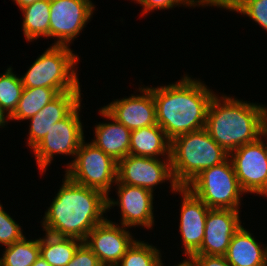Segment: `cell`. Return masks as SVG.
Returning <instances> with one entry per match:
<instances>
[{
  "label": "cell",
  "mask_w": 267,
  "mask_h": 266,
  "mask_svg": "<svg viewBox=\"0 0 267 266\" xmlns=\"http://www.w3.org/2000/svg\"><path fill=\"white\" fill-rule=\"evenodd\" d=\"M62 180L63 184L42 217L43 231L84 241L88 233L106 219L107 196L72 181L66 174Z\"/></svg>",
  "instance_id": "1"
},
{
  "label": "cell",
  "mask_w": 267,
  "mask_h": 266,
  "mask_svg": "<svg viewBox=\"0 0 267 266\" xmlns=\"http://www.w3.org/2000/svg\"><path fill=\"white\" fill-rule=\"evenodd\" d=\"M157 124L167 138L205 128L207 110L214 92L201 82L183 75L181 80L164 86H152Z\"/></svg>",
  "instance_id": "2"
},
{
  "label": "cell",
  "mask_w": 267,
  "mask_h": 266,
  "mask_svg": "<svg viewBox=\"0 0 267 266\" xmlns=\"http://www.w3.org/2000/svg\"><path fill=\"white\" fill-rule=\"evenodd\" d=\"M266 116L267 106L263 104L215 93L208 106L205 129L229 154L266 132Z\"/></svg>",
  "instance_id": "3"
},
{
  "label": "cell",
  "mask_w": 267,
  "mask_h": 266,
  "mask_svg": "<svg viewBox=\"0 0 267 266\" xmlns=\"http://www.w3.org/2000/svg\"><path fill=\"white\" fill-rule=\"evenodd\" d=\"M228 157L205 128L179 135L171 141V170L179 187L186 186L202 170L223 163Z\"/></svg>",
  "instance_id": "4"
},
{
  "label": "cell",
  "mask_w": 267,
  "mask_h": 266,
  "mask_svg": "<svg viewBox=\"0 0 267 266\" xmlns=\"http://www.w3.org/2000/svg\"><path fill=\"white\" fill-rule=\"evenodd\" d=\"M69 46L52 45L21 76L24 88H53L59 94L81 91L75 66L79 57Z\"/></svg>",
  "instance_id": "5"
},
{
  "label": "cell",
  "mask_w": 267,
  "mask_h": 266,
  "mask_svg": "<svg viewBox=\"0 0 267 266\" xmlns=\"http://www.w3.org/2000/svg\"><path fill=\"white\" fill-rule=\"evenodd\" d=\"M185 187L209 208L216 209L240 210L242 195L246 194L229 157L223 163L202 170Z\"/></svg>",
  "instance_id": "6"
},
{
  "label": "cell",
  "mask_w": 267,
  "mask_h": 266,
  "mask_svg": "<svg viewBox=\"0 0 267 266\" xmlns=\"http://www.w3.org/2000/svg\"><path fill=\"white\" fill-rule=\"evenodd\" d=\"M65 174L74 182L97 189L109 196L117 181V161L93 143L83 140Z\"/></svg>",
  "instance_id": "7"
},
{
  "label": "cell",
  "mask_w": 267,
  "mask_h": 266,
  "mask_svg": "<svg viewBox=\"0 0 267 266\" xmlns=\"http://www.w3.org/2000/svg\"><path fill=\"white\" fill-rule=\"evenodd\" d=\"M82 101L62 120L52 126L45 137L32 149L40 173H46L54 155L76 156L81 142L85 139L81 122Z\"/></svg>",
  "instance_id": "8"
},
{
  "label": "cell",
  "mask_w": 267,
  "mask_h": 266,
  "mask_svg": "<svg viewBox=\"0 0 267 266\" xmlns=\"http://www.w3.org/2000/svg\"><path fill=\"white\" fill-rule=\"evenodd\" d=\"M267 132L229 153L241 189L267 197ZM267 141V140H266Z\"/></svg>",
  "instance_id": "9"
},
{
  "label": "cell",
  "mask_w": 267,
  "mask_h": 266,
  "mask_svg": "<svg viewBox=\"0 0 267 266\" xmlns=\"http://www.w3.org/2000/svg\"><path fill=\"white\" fill-rule=\"evenodd\" d=\"M165 181L170 182L172 193L179 188L173 178L171 158L163 160L129 154L117 162L116 183L146 188L154 193V187Z\"/></svg>",
  "instance_id": "10"
},
{
  "label": "cell",
  "mask_w": 267,
  "mask_h": 266,
  "mask_svg": "<svg viewBox=\"0 0 267 266\" xmlns=\"http://www.w3.org/2000/svg\"><path fill=\"white\" fill-rule=\"evenodd\" d=\"M91 0H50L49 37L51 45L70 46L94 14Z\"/></svg>",
  "instance_id": "11"
},
{
  "label": "cell",
  "mask_w": 267,
  "mask_h": 266,
  "mask_svg": "<svg viewBox=\"0 0 267 266\" xmlns=\"http://www.w3.org/2000/svg\"><path fill=\"white\" fill-rule=\"evenodd\" d=\"M117 190V201L107 196V211L115 206L120 207L121 225L127 228L142 226V228L152 229L154 226L152 191L130 186L123 183H115Z\"/></svg>",
  "instance_id": "12"
},
{
  "label": "cell",
  "mask_w": 267,
  "mask_h": 266,
  "mask_svg": "<svg viewBox=\"0 0 267 266\" xmlns=\"http://www.w3.org/2000/svg\"><path fill=\"white\" fill-rule=\"evenodd\" d=\"M134 241L127 227L106 218L88 233L84 243L102 266H117Z\"/></svg>",
  "instance_id": "13"
},
{
  "label": "cell",
  "mask_w": 267,
  "mask_h": 266,
  "mask_svg": "<svg viewBox=\"0 0 267 266\" xmlns=\"http://www.w3.org/2000/svg\"><path fill=\"white\" fill-rule=\"evenodd\" d=\"M240 210L210 208L201 247L193 255L224 256L231 238L241 228Z\"/></svg>",
  "instance_id": "14"
},
{
  "label": "cell",
  "mask_w": 267,
  "mask_h": 266,
  "mask_svg": "<svg viewBox=\"0 0 267 266\" xmlns=\"http://www.w3.org/2000/svg\"><path fill=\"white\" fill-rule=\"evenodd\" d=\"M139 95L115 99L103 108L130 131L157 125L152 87H139ZM142 94V95H141Z\"/></svg>",
  "instance_id": "15"
},
{
  "label": "cell",
  "mask_w": 267,
  "mask_h": 266,
  "mask_svg": "<svg viewBox=\"0 0 267 266\" xmlns=\"http://www.w3.org/2000/svg\"><path fill=\"white\" fill-rule=\"evenodd\" d=\"M182 197L179 232L186 258H190L200 247L205 234L206 216L209 207L185 186L176 190Z\"/></svg>",
  "instance_id": "16"
},
{
  "label": "cell",
  "mask_w": 267,
  "mask_h": 266,
  "mask_svg": "<svg viewBox=\"0 0 267 266\" xmlns=\"http://www.w3.org/2000/svg\"><path fill=\"white\" fill-rule=\"evenodd\" d=\"M81 91L60 93L36 115L29 118L27 145L33 149L59 120L64 119L81 101Z\"/></svg>",
  "instance_id": "17"
},
{
  "label": "cell",
  "mask_w": 267,
  "mask_h": 266,
  "mask_svg": "<svg viewBox=\"0 0 267 266\" xmlns=\"http://www.w3.org/2000/svg\"><path fill=\"white\" fill-rule=\"evenodd\" d=\"M99 114L112 122L96 124L95 136L90 142L118 162L129 155L131 131L113 118L103 107L100 108Z\"/></svg>",
  "instance_id": "18"
},
{
  "label": "cell",
  "mask_w": 267,
  "mask_h": 266,
  "mask_svg": "<svg viewBox=\"0 0 267 266\" xmlns=\"http://www.w3.org/2000/svg\"><path fill=\"white\" fill-rule=\"evenodd\" d=\"M224 257L231 266H267V246L258 243L242 225L231 238Z\"/></svg>",
  "instance_id": "19"
},
{
  "label": "cell",
  "mask_w": 267,
  "mask_h": 266,
  "mask_svg": "<svg viewBox=\"0 0 267 266\" xmlns=\"http://www.w3.org/2000/svg\"><path fill=\"white\" fill-rule=\"evenodd\" d=\"M171 141L157 124L131 131L129 154L150 158H170Z\"/></svg>",
  "instance_id": "20"
},
{
  "label": "cell",
  "mask_w": 267,
  "mask_h": 266,
  "mask_svg": "<svg viewBox=\"0 0 267 266\" xmlns=\"http://www.w3.org/2000/svg\"><path fill=\"white\" fill-rule=\"evenodd\" d=\"M83 242L76 238L60 237L45 232L43 238L39 237L40 256L50 266H66Z\"/></svg>",
  "instance_id": "21"
},
{
  "label": "cell",
  "mask_w": 267,
  "mask_h": 266,
  "mask_svg": "<svg viewBox=\"0 0 267 266\" xmlns=\"http://www.w3.org/2000/svg\"><path fill=\"white\" fill-rule=\"evenodd\" d=\"M20 10L23 13V35L27 41L49 38L50 0H38Z\"/></svg>",
  "instance_id": "22"
},
{
  "label": "cell",
  "mask_w": 267,
  "mask_h": 266,
  "mask_svg": "<svg viewBox=\"0 0 267 266\" xmlns=\"http://www.w3.org/2000/svg\"><path fill=\"white\" fill-rule=\"evenodd\" d=\"M59 93L53 88H23L21 98L10 120H28L36 115L45 105L54 100Z\"/></svg>",
  "instance_id": "23"
},
{
  "label": "cell",
  "mask_w": 267,
  "mask_h": 266,
  "mask_svg": "<svg viewBox=\"0 0 267 266\" xmlns=\"http://www.w3.org/2000/svg\"><path fill=\"white\" fill-rule=\"evenodd\" d=\"M0 257V266H32L40 256L39 238L26 239L6 246Z\"/></svg>",
  "instance_id": "24"
},
{
  "label": "cell",
  "mask_w": 267,
  "mask_h": 266,
  "mask_svg": "<svg viewBox=\"0 0 267 266\" xmlns=\"http://www.w3.org/2000/svg\"><path fill=\"white\" fill-rule=\"evenodd\" d=\"M212 6L246 15L267 32V0H211Z\"/></svg>",
  "instance_id": "25"
},
{
  "label": "cell",
  "mask_w": 267,
  "mask_h": 266,
  "mask_svg": "<svg viewBox=\"0 0 267 266\" xmlns=\"http://www.w3.org/2000/svg\"><path fill=\"white\" fill-rule=\"evenodd\" d=\"M10 66L0 74V107L10 117L17 108L23 91L22 79Z\"/></svg>",
  "instance_id": "26"
},
{
  "label": "cell",
  "mask_w": 267,
  "mask_h": 266,
  "mask_svg": "<svg viewBox=\"0 0 267 266\" xmlns=\"http://www.w3.org/2000/svg\"><path fill=\"white\" fill-rule=\"evenodd\" d=\"M161 257L155 246L136 239L117 266H158L163 261Z\"/></svg>",
  "instance_id": "27"
},
{
  "label": "cell",
  "mask_w": 267,
  "mask_h": 266,
  "mask_svg": "<svg viewBox=\"0 0 267 266\" xmlns=\"http://www.w3.org/2000/svg\"><path fill=\"white\" fill-rule=\"evenodd\" d=\"M21 227L0 204V244L6 247L20 241L24 237Z\"/></svg>",
  "instance_id": "28"
},
{
  "label": "cell",
  "mask_w": 267,
  "mask_h": 266,
  "mask_svg": "<svg viewBox=\"0 0 267 266\" xmlns=\"http://www.w3.org/2000/svg\"><path fill=\"white\" fill-rule=\"evenodd\" d=\"M136 3L141 4L143 6L142 8V15H147L148 13L154 11V10H165V9H171L174 7H195V6H211L212 7V1L211 0H134Z\"/></svg>",
  "instance_id": "29"
},
{
  "label": "cell",
  "mask_w": 267,
  "mask_h": 266,
  "mask_svg": "<svg viewBox=\"0 0 267 266\" xmlns=\"http://www.w3.org/2000/svg\"><path fill=\"white\" fill-rule=\"evenodd\" d=\"M66 266H102L98 257L83 242L76 250L74 257Z\"/></svg>",
  "instance_id": "30"
},
{
  "label": "cell",
  "mask_w": 267,
  "mask_h": 266,
  "mask_svg": "<svg viewBox=\"0 0 267 266\" xmlns=\"http://www.w3.org/2000/svg\"><path fill=\"white\" fill-rule=\"evenodd\" d=\"M190 259L194 266H231L224 256L192 255Z\"/></svg>",
  "instance_id": "31"
},
{
  "label": "cell",
  "mask_w": 267,
  "mask_h": 266,
  "mask_svg": "<svg viewBox=\"0 0 267 266\" xmlns=\"http://www.w3.org/2000/svg\"><path fill=\"white\" fill-rule=\"evenodd\" d=\"M6 117V118H5ZM8 120H10L9 116L6 112L0 107V128H4L8 124Z\"/></svg>",
  "instance_id": "32"
},
{
  "label": "cell",
  "mask_w": 267,
  "mask_h": 266,
  "mask_svg": "<svg viewBox=\"0 0 267 266\" xmlns=\"http://www.w3.org/2000/svg\"><path fill=\"white\" fill-rule=\"evenodd\" d=\"M20 9L34 3L37 2L38 0H13Z\"/></svg>",
  "instance_id": "33"
},
{
  "label": "cell",
  "mask_w": 267,
  "mask_h": 266,
  "mask_svg": "<svg viewBox=\"0 0 267 266\" xmlns=\"http://www.w3.org/2000/svg\"><path fill=\"white\" fill-rule=\"evenodd\" d=\"M158 266H164V263L161 261ZM174 266H194V264L190 258H186L185 260L178 263V265Z\"/></svg>",
  "instance_id": "34"
},
{
  "label": "cell",
  "mask_w": 267,
  "mask_h": 266,
  "mask_svg": "<svg viewBox=\"0 0 267 266\" xmlns=\"http://www.w3.org/2000/svg\"><path fill=\"white\" fill-rule=\"evenodd\" d=\"M32 266H50V265L41 256H39Z\"/></svg>",
  "instance_id": "35"
},
{
  "label": "cell",
  "mask_w": 267,
  "mask_h": 266,
  "mask_svg": "<svg viewBox=\"0 0 267 266\" xmlns=\"http://www.w3.org/2000/svg\"><path fill=\"white\" fill-rule=\"evenodd\" d=\"M266 132H267V116H266Z\"/></svg>",
  "instance_id": "36"
}]
</instances>
